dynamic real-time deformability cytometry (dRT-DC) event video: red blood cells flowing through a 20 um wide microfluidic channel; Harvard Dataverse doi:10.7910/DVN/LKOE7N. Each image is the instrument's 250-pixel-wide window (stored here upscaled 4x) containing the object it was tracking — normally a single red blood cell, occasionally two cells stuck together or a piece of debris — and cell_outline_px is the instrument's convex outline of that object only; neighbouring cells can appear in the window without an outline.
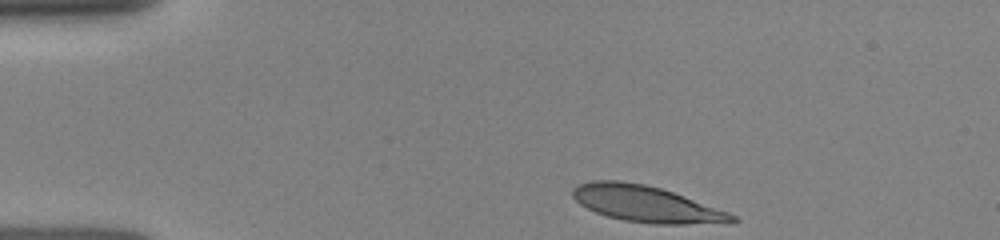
{"species": "human", "species_latin": "Homo sapiens", "temperature_condition": "room temperature", "stored_images_in_passage": 12, "camera_frame_rate_fps": 3000, "um_per_image_px": 0.085, "donor": {"sex": "female"}, "frame": {"image": 1, "passage_image": 1, "time_ms": 0.0, "image_size_px": [1000, 240], "cell_outline_px": [[740, 220], [684, 224], [652, 224], [624, 220], [608, 216], [596, 212], [580, 204], [572, 196], [572, 188], [580, 184], [592, 180], [620, 180], [644, 184], [660, 188], [672, 192], [728, 212], [736, 216]], "centroid_in_image_um": [54.84, 17.32], "position_along_channel_um": 30.2, "area_um2": 33.0}}
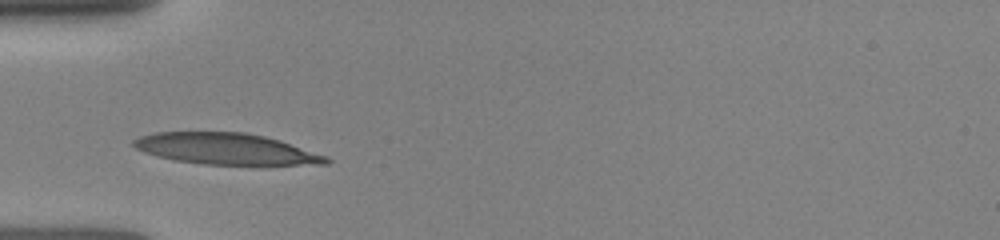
{"frame": {"image": 2, "passage_image": 6, "time_ms": 2.333, "image_size_px": [1000, 240], "cell_outline_px": [[332, 160], [328, 164], [264, 168], [260, 168], [204, 164], [176, 160], [156, 156], [144, 152], [136, 148], [132, 144], [132, 140], [140, 136], [156, 132], [244, 132], [264, 136], [280, 140], [328, 156]], "centroid_in_image_um": [19.38, 12.71], "position_along_channel_um": 65.6, "area_um2": 36.7}}
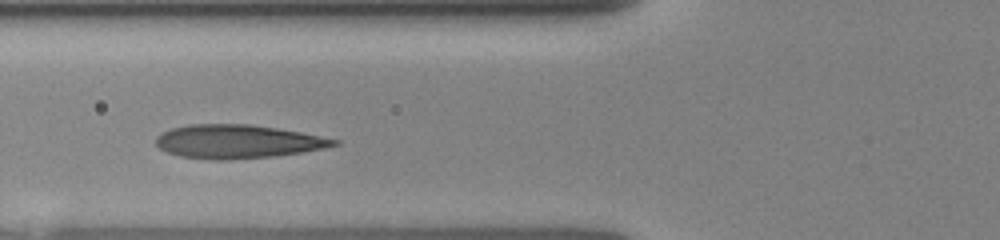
{"frame": {"image": 3, "passage_image": 9, "time_ms": 3.333, "image_size_px": [1000, 240], "cell_outline_px": [[340, 144], [300, 152], [272, 156], [228, 160], [216, 160], [180, 156], [168, 152], [160, 148], [156, 144], [156, 136], [172, 128], [188, 124], [252, 124], [300, 132], [340, 140]], "centroid_in_image_um": [20.17, 12.02], "position_along_channel_um": 105.6, "area_um2": 34.51}}